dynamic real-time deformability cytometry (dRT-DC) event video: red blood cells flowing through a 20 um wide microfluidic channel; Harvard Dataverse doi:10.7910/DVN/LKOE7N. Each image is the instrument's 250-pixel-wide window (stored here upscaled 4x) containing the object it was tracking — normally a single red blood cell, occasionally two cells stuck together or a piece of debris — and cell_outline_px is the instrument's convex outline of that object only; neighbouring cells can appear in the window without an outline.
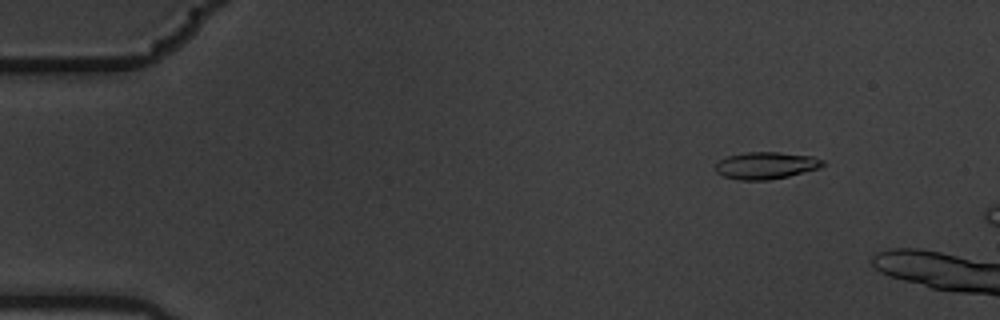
{"species": "common noctule bat (a hibernating species)", "species_latin": "Nyctalus noctula", "temperature_condition": "warm", "stored_images_in_passage": 5, "camera_frame_rate_fps": 3000, "um_per_image_px": 0.085, "animal": {"sex": "male", "body_mass_g": 19.5, "forearm_length_mm": 54.6}, "frame": {"image": 1, "passage_image": 2, "time_ms": 0.333, "image_size_px": [1000, 320], "cell_outline_px": [[824, 164], [820, 168], [788, 176], [768, 180], [740, 180], [724, 176], [716, 172], [716, 164], [720, 160], [728, 156], [748, 152], [780, 152], [812, 156], [824, 160]], "centroid_in_image_um": [65.13, 14.06], "position_along_channel_um": 19.9, "area_um2": 16.82}}